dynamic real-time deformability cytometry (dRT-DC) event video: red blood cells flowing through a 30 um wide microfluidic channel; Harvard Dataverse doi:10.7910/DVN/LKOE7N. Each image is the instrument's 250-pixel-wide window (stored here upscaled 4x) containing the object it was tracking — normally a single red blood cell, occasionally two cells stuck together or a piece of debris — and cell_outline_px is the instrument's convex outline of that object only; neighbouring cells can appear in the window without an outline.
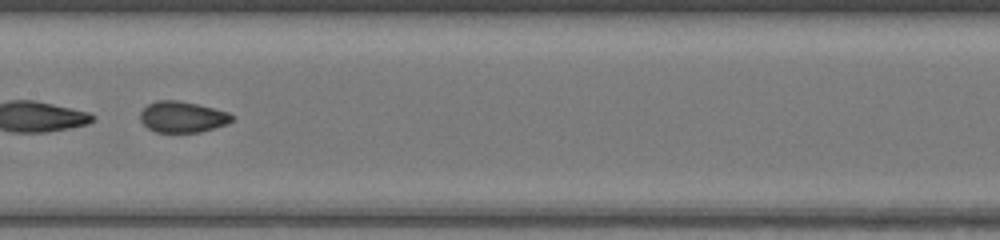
{"species": "common noctule bat (a hibernating species)", "species_latin": "Nyctalus noctula", "temperature_condition": "warm", "stored_images_in_passage": 47, "segment_of_instrument_passage": [2, 2], "camera_frame_rate_fps": 3000, "um_per_image_px": 0.085, "animal": {"sex": "female", "body_mass_g": 17.0, "forearm_length_mm": 48.0}, "frame": {"image": 1, "passage_image": 25, "time_ms": 8.0, "image_size_px": [1000, 240], "cell_outline_px": [[236, 116], [228, 124], [200, 132], [156, 132], [148, 128], [140, 120], [140, 112], [148, 104], [156, 100], [180, 100], [228, 112]], "centroid_in_image_um": [15.51, 9.93], "position_along_channel_um": 191.9, "area_um2": 16.65}}
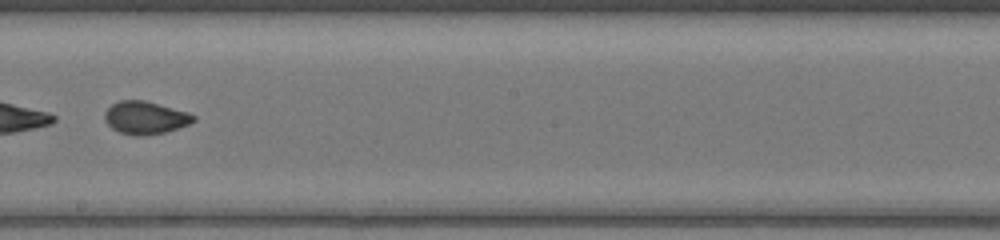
{"frame": {"image": 2, "passage_image": 28, "time_ms": 9.0, "image_size_px": [1000, 240], "cell_outline_px": [[196, 120], [188, 124], [164, 132], [140, 136], [136, 136], [120, 132], [112, 128], [108, 124], [104, 116], [104, 112], [112, 104], [120, 100], [144, 100], [188, 112], [196, 116]], "centroid_in_image_um": [12.34, 9.99], "position_along_channel_um": 235.9, "area_um2": 16.76}}